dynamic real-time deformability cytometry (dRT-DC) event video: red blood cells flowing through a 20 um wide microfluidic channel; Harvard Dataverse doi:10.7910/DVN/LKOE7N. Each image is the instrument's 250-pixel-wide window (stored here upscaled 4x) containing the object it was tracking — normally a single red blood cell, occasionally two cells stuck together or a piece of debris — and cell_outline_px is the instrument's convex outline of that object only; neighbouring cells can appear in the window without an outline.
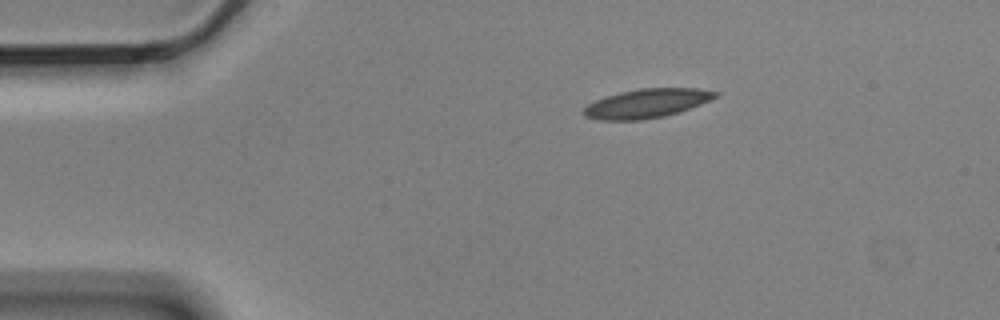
{"species": "Egyptian fruit bat (a non-hibernating species)", "species_latin": "Rousettus aegyptiacus", "temperature_condition": "cold", "stored_images_in_passage": 2, "camera_frame_rate_fps": 3000, "um_per_image_px": 0.085, "animal": {"sex": "male"}, "frame": {"image": 1, "passage_image": 1, "time_ms": 0.0, "image_size_px": [1000, 320], "cell_outline_px": [[720, 96], [680, 112], [664, 116], [640, 120], [600, 120], [584, 116], [584, 108], [588, 104], [596, 100], [620, 92], [640, 88], [700, 88], [720, 92]], "centroid_in_image_um": [55.03, 8.78], "position_along_channel_um": 30.0, "area_um2": 22.25}}